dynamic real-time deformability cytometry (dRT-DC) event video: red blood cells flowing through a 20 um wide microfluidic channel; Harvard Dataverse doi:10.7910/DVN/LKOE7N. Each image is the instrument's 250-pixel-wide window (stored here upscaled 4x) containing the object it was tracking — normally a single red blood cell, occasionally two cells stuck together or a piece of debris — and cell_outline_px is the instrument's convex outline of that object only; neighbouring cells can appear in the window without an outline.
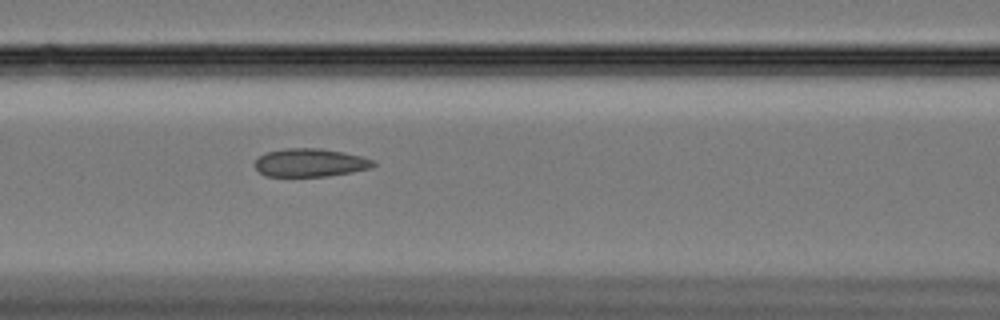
{"species": "Egyptian fruit bat (a non-hibernating species)", "species_latin": "Rousettus aegyptiacus", "temperature_condition": "cold", "stored_images_in_passage": 54, "camera_frame_rate_fps": 3000, "um_per_image_px": 0.085, "animal": {"sex": "female"}, "frame": {"image": 1, "passage_image": 26, "time_ms": 8.333, "image_size_px": [1000, 320], "cell_outline_px": [[376, 164], [372, 168], [352, 172], [328, 176], [264, 176], [256, 168], [256, 160], [260, 156], [268, 152], [284, 148], [320, 148], [344, 152], [376, 160]], "centroid_in_image_um": [26.41, 13.82], "position_along_channel_um": 140.2, "area_um2": 19.48}}
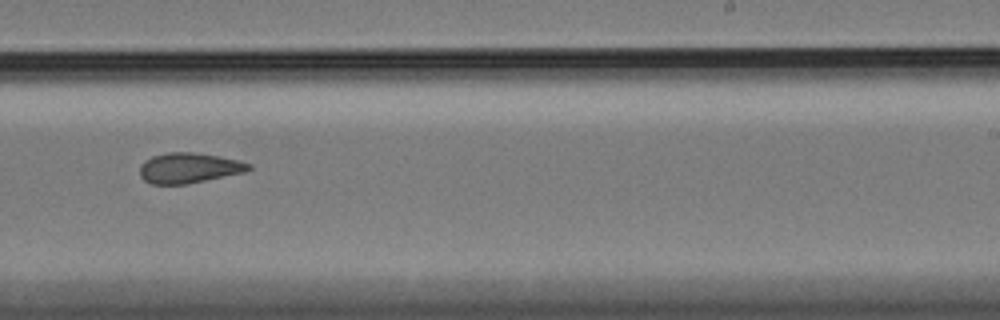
{"frame": {"image": 2, "passage_image": 38, "time_ms": 12.333, "image_size_px": [1000, 320], "cell_outline_px": [[252, 168], [244, 172], [188, 184], [152, 184], [144, 180], [140, 176], [140, 164], [144, 160], [152, 156], [168, 152], [192, 152], [220, 156], [240, 160], [252, 164]], "centroid_in_image_um": [16.06, 14.27], "position_along_channel_um": 272.9, "area_um2": 19.36}}
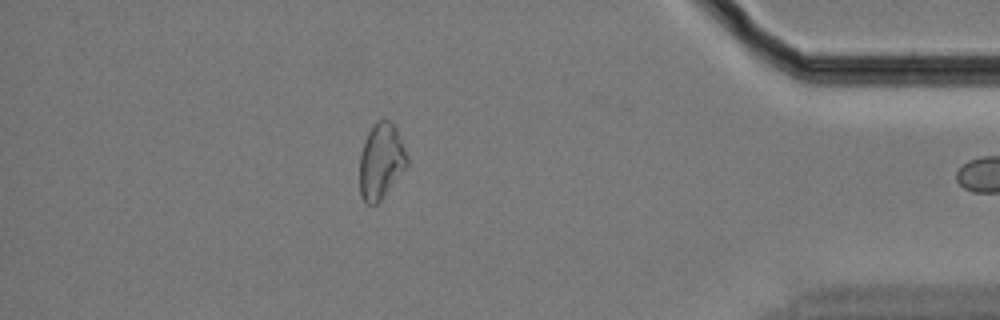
{"frame": {"image": 3, "passage_image": 53, "time_ms": 17.333, "image_size_px": [1000, 320], "cell_outline_px": [[408, 164], [380, 200], [376, 204], [368, 204], [360, 196], [360, 156], [364, 140], [368, 132], [376, 120], [384, 116], [396, 128], [408, 156]], "centroid_in_image_um": [32.38, 13.65], "position_along_channel_um": 402.8, "area_um2": 20.81}}